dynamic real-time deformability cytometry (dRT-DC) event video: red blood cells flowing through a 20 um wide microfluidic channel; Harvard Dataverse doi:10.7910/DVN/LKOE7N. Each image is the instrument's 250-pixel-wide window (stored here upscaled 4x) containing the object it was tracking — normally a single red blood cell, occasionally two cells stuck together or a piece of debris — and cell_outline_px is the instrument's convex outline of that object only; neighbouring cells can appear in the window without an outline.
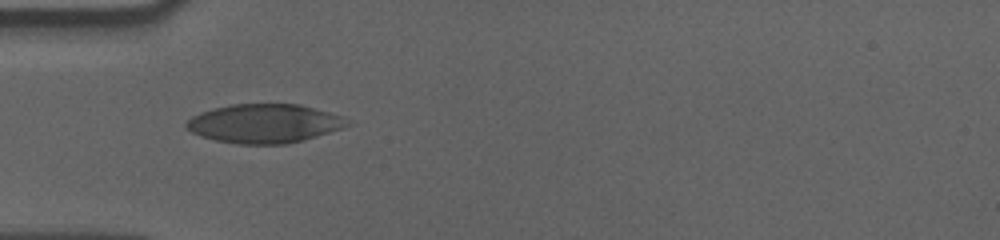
{"species": "human", "species_latin": "Homo sapiens", "temperature_condition": "cold", "stored_images_in_passage": 2, "camera_frame_rate_fps": 3000, "um_per_image_px": 0.085, "donor": {"sex": "male"}, "frame": {"image": 1, "passage_image": 1, "time_ms": 0.0, "image_size_px": [1000, 240], "cell_outline_px": [[352, 124], [344, 128], [304, 140], [288, 144], [236, 144], [216, 140], [200, 136], [184, 128], [184, 124], [192, 116], [200, 112], [212, 108], [232, 104], [300, 104], [344, 116]], "centroid_in_image_um": [22.48, 10.5], "position_along_channel_um": 62.5, "area_um2": 36.88}}